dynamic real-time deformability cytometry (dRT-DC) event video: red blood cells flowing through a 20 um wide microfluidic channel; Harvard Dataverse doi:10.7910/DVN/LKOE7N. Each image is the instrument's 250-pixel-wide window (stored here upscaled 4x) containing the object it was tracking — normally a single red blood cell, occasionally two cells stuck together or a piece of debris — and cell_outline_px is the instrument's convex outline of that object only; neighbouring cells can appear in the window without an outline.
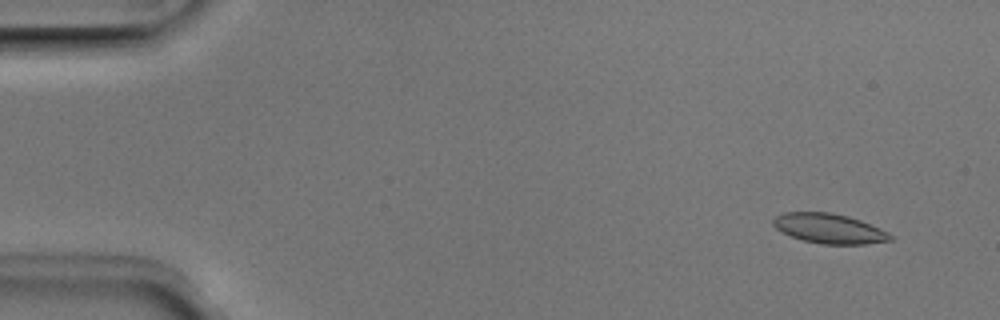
{"species": "Egyptian fruit bat (a non-hibernating species)", "species_latin": "Rousettus aegyptiacus", "temperature_condition": "room temperature", "stored_images_in_passage": 4, "camera_frame_rate_fps": 3000, "um_per_image_px": 0.085, "animal": {"sex": "male"}, "frame": {"image": 1, "passage_image": 4, "time_ms": 1.0, "image_size_px": [1000, 320], "cell_outline_px": [[896, 236], [892, 240], [864, 244], [820, 244], [804, 240], [792, 236], [776, 228], [772, 224], [772, 220], [776, 216], [784, 212], [832, 212], [848, 216], [860, 220], [880, 228]], "centroid_in_image_um": [70.51, 19.42], "position_along_channel_um": 14.5, "area_um2": 20.35}}